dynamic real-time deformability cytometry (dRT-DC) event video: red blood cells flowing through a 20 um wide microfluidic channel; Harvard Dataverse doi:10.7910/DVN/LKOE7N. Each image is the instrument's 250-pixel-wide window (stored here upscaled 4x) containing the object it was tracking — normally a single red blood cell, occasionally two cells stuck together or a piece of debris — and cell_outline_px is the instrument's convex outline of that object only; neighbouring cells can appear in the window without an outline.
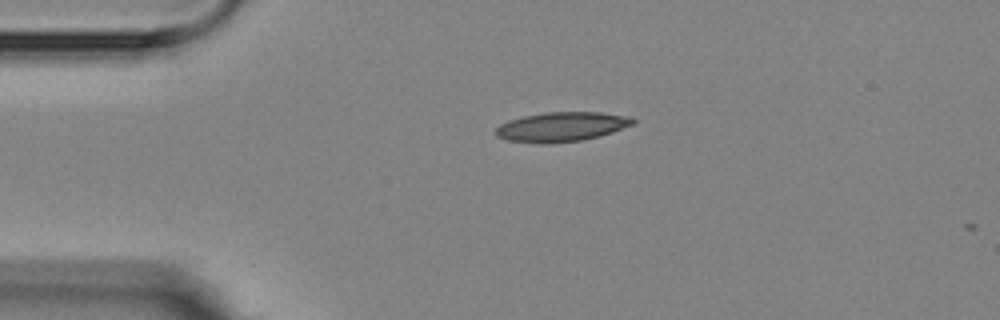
{"species": "Egyptian fruit bat (a non-hibernating species)", "species_latin": "Rousettus aegyptiacus", "temperature_condition": "room temperature", "stored_images_in_passage": 2, "camera_frame_rate_fps": 3000, "um_per_image_px": 0.085, "animal": {"sex": "female"}, "frame": {"image": 1, "passage_image": 1, "time_ms": 0.0, "image_size_px": [1000, 320], "cell_outline_px": [[636, 120], [632, 124], [612, 132], [600, 136], [584, 140], [548, 144], [544, 144], [508, 140], [496, 136], [492, 132], [500, 124], [508, 120], [524, 116], [544, 112], [600, 112], [632, 116]], "centroid_in_image_um": [47.72, 10.78], "position_along_channel_um": 37.3, "area_um2": 23.81}}